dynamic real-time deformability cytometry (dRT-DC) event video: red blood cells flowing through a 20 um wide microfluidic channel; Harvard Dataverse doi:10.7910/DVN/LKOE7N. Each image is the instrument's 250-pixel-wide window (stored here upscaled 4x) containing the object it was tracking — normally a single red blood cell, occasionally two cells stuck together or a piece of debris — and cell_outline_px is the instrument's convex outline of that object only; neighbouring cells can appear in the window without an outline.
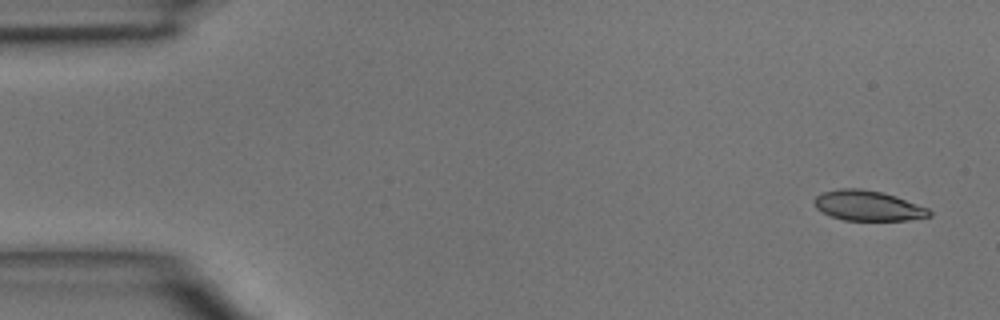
{"species": "common noctule bat (a hibernating species)", "species_latin": "Nyctalus noctula", "temperature_condition": "room temperature", "stored_images_in_passage": 5, "camera_frame_rate_fps": 3000, "um_per_image_px": 0.085, "animal": {"sex": "male", "body_mass_g": 15.6}, "frame": {"image": 1, "passage_image": 1, "time_ms": 0.0, "image_size_px": [1000, 320], "cell_outline_px": [[932, 216], [908, 220], [844, 220], [832, 216], [816, 208], [812, 200], [820, 192], [840, 188], [860, 188], [880, 192], [896, 196], [928, 208], [932, 212]], "centroid_in_image_um": [73.76, 17.47], "position_along_channel_um": 11.2, "area_um2": 20.23}}
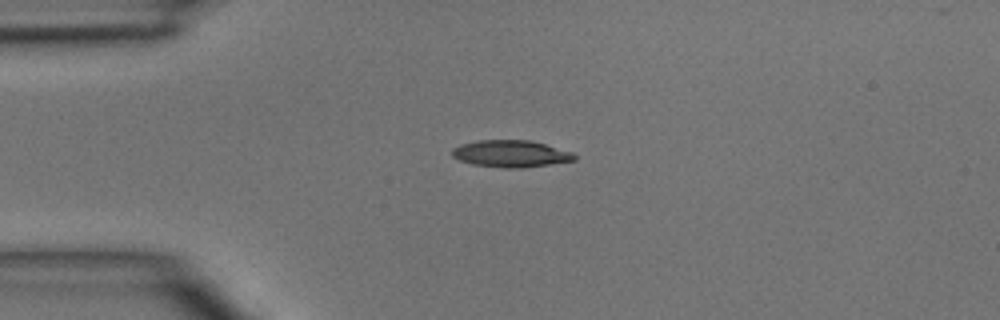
{"frame": {"image": 2, "passage_image": 5, "time_ms": 5.333, "image_size_px": [1000, 320], "cell_outline_px": [[576, 160], [552, 164], [520, 168], [504, 168], [472, 164], [460, 160], [452, 156], [452, 148], [460, 144], [476, 140], [532, 140], [572, 152], [576, 156]], "centroid_in_image_um": [43.41, 13.06], "position_along_channel_um": 41.6, "area_um2": 19.31}}